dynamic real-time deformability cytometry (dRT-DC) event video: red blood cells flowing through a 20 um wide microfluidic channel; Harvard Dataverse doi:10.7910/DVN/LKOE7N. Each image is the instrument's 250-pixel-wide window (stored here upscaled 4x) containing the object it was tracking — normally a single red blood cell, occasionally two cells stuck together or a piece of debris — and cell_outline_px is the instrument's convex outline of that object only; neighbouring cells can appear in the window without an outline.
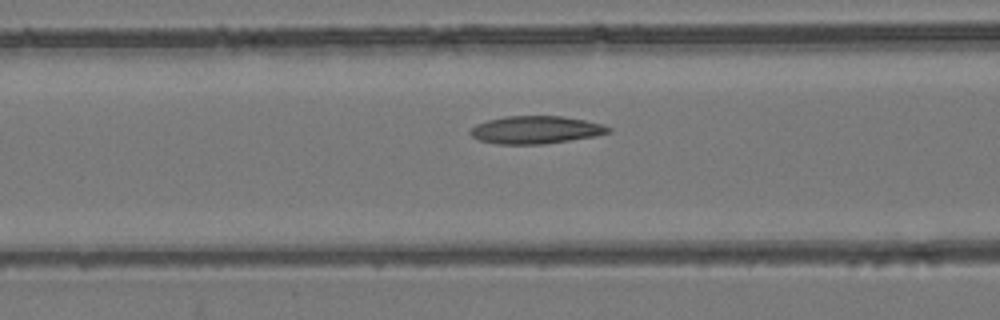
{"species": "common noctule bat (a hibernating species)", "species_latin": "Nyctalus noctula", "temperature_condition": "room temperature", "stored_images_in_passage": 46, "camera_frame_rate_fps": 3000, "um_per_image_px": 0.085, "animal": {"sex": "female", "body_mass_g": 24.6, "forearm_length_mm": 56.2}, "frame": {"image": 1, "passage_image": 14, "time_ms": 4.333, "image_size_px": [1000, 320], "cell_outline_px": [[612, 132], [596, 136], [544, 144], [496, 144], [480, 140], [472, 136], [468, 132], [476, 124], [488, 120], [504, 116], [564, 116], [604, 124], [612, 128]], "centroid_in_image_um": [45.57, 11.03], "position_along_channel_um": 121.0, "area_um2": 22.43}}
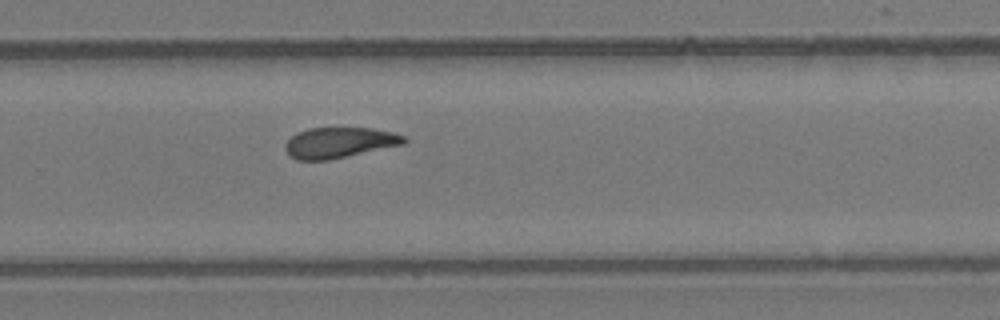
{"frame": {"image": 2, "passage_image": 28, "time_ms": 9.0, "image_size_px": [1000, 320], "cell_outline_px": [[408, 140], [404, 144], [328, 160], [296, 160], [288, 156], [284, 148], [284, 144], [296, 132], [308, 128], [372, 128], [392, 132], [404, 136]], "centroid_in_image_um": [28.8, 12.12], "position_along_channel_um": 301.0, "area_um2": 21.27}}
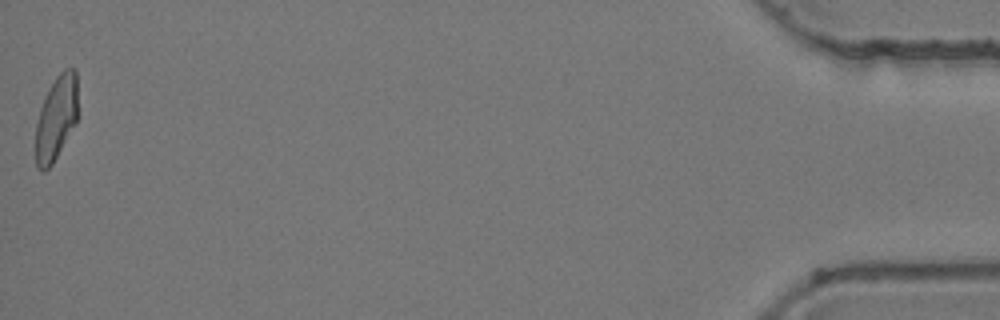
{"frame": {"image": 3, "passage_image": 46, "time_ms": 15.0, "image_size_px": [1000, 320], "cell_outline_px": [[76, 124], [52, 164], [44, 172], [40, 172], [36, 168], [36, 124], [40, 108], [44, 96], [48, 88], [56, 76], [64, 68], [76, 68]], "centroid_in_image_um": [4.76, 10.04], "position_along_channel_um": 430.4, "area_um2": 20.81}, "authors_computed_cell_mechanics": {"area_um2": 21.8773, "velocity_mm_per_s": 3.8638, "shape_relaxation_time_tau1_ms": null, "shape_relaxation_time_tau2_ms": 8.029, "deformation_change_tau1": null, "deformation_change_tau2": 0.1472}}